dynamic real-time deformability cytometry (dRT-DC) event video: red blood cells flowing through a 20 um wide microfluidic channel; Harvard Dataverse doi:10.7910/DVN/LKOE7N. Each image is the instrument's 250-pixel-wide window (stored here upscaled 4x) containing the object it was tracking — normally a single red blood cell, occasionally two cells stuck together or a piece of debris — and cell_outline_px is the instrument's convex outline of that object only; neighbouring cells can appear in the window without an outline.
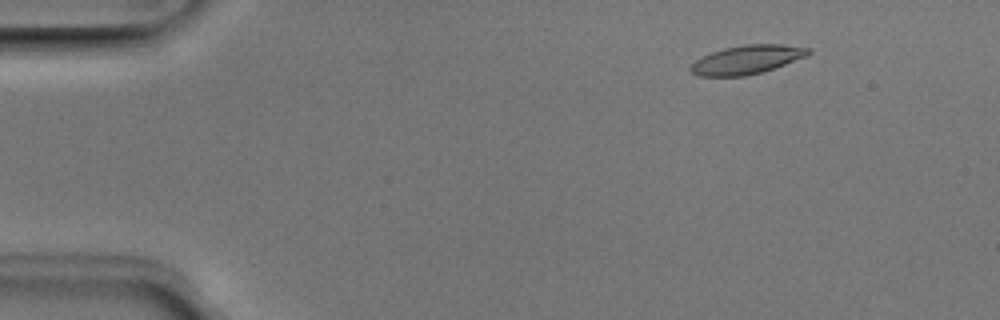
{"species": "Egyptian fruit bat (a non-hibernating species)", "species_latin": "Rousettus aegyptiacus", "temperature_condition": "room temperature", "stored_images_in_passage": 52, "camera_frame_rate_fps": 3000, "um_per_image_px": 0.085, "animal": {"sex": "male"}, "frame": {"image": 1, "passage_image": 7, "time_ms": 2.0, "image_size_px": [1000, 320], "cell_outline_px": [[812, 52], [808, 56], [760, 72], [744, 76], [700, 76], [692, 72], [688, 68], [696, 60], [712, 52], [724, 48], [744, 44], [784, 44], [812, 48]], "centroid_in_image_um": [63.52, 5.05], "position_along_channel_um": 21.5, "area_um2": 19.59}}
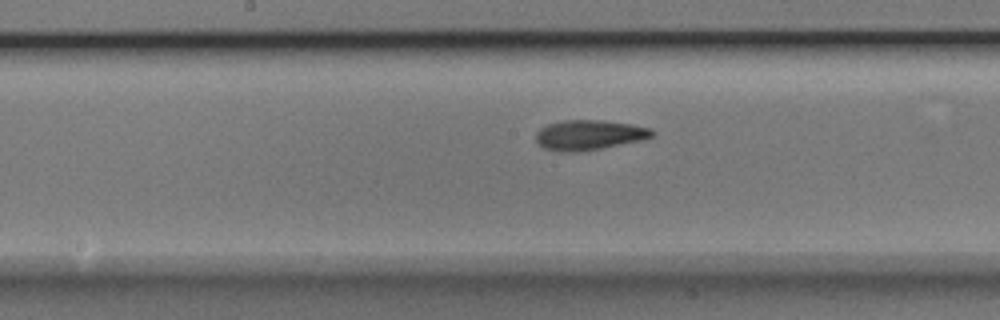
{"frame": {"image": 2, "passage_image": 27, "time_ms": 8.667, "image_size_px": [1000, 320], "cell_outline_px": [[656, 132], [652, 136], [640, 140], [600, 148], [576, 152], [560, 152], [544, 148], [536, 140], [536, 132], [540, 128], [548, 124], [564, 120], [600, 120], [632, 124], [652, 128]], "centroid_in_image_um": [50.07, 11.46], "position_along_channel_um": 198.1, "area_um2": 20.17}}
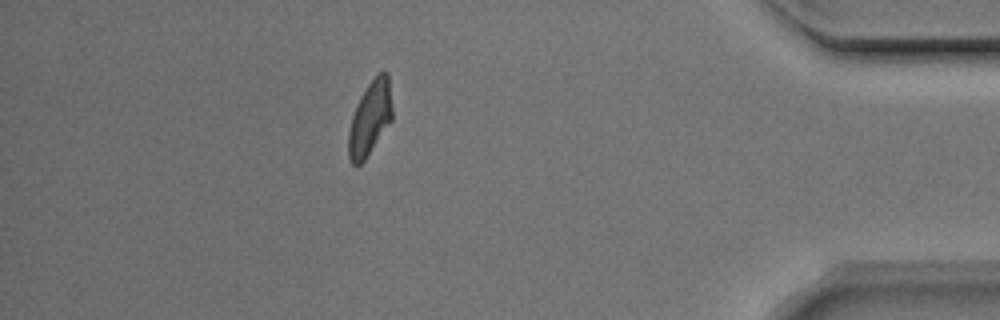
{"frame": {"image": 3, "passage_image": 46, "time_ms": 15.0, "image_size_px": [1000, 320], "cell_outline_px": [[392, 120], [364, 160], [360, 164], [352, 164], [348, 156], [348, 132], [352, 116], [360, 96], [376, 72], [388, 72], [392, 108]], "centroid_in_image_um": [31.45, 10.02], "position_along_channel_um": 403.8, "area_um2": 18.84}, "authors_computed_cell_mechanics": {"area_um2": 19.6231, "velocity_mm_per_s": 3.9303, "shape_relaxation_time_tau1_ms": 3.7575, "shape_relaxation_time_tau2_ms": 1.9115, "deformation_change_tau1": 0.1542, "deformation_change_tau2": 0.0897}}